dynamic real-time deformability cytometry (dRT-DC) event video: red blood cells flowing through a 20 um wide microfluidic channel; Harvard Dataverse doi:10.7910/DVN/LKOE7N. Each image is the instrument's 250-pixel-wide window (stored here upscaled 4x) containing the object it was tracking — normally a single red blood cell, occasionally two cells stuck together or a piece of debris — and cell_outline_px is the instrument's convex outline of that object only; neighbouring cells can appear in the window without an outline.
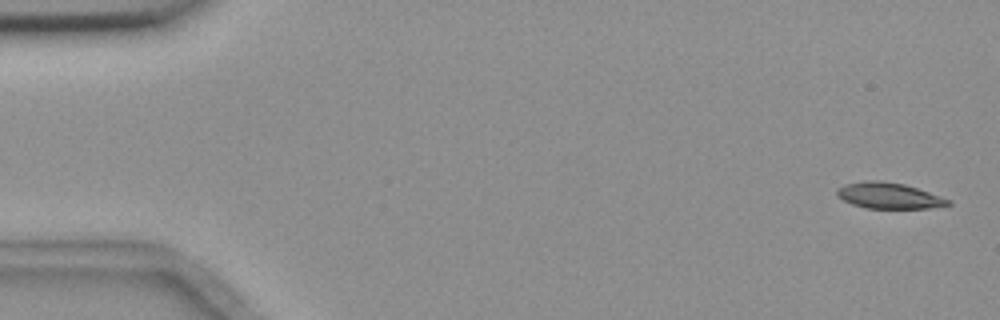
{"species": "common noctule bat (a hibernating species)", "species_latin": "Nyctalus noctula", "temperature_condition": "room temperature", "stored_images_in_passage": 5, "camera_frame_rate_fps": 3000, "um_per_image_px": 0.085, "animal": {"sex": "female", "body_mass_g": 18.4}, "frame": {"image": 1, "passage_image": 1, "time_ms": 0.0, "image_size_px": [1000, 320], "cell_outline_px": [[952, 204], [928, 208], [864, 208], [852, 204], [836, 196], [836, 188], [844, 184], [868, 180], [880, 180], [904, 184], [952, 200]], "centroid_in_image_um": [75.51, 16.62], "position_along_channel_um": 9.5, "area_um2": 16.82}}
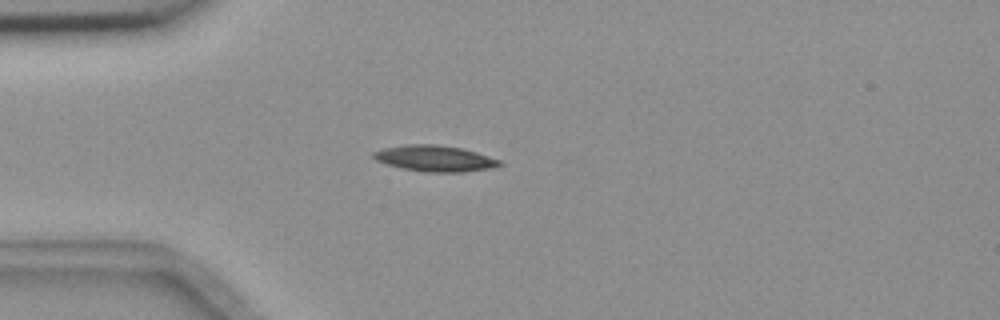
{"frame": {"image": 2, "passage_image": 5, "time_ms": 4.333, "image_size_px": [1000, 320], "cell_outline_px": [[504, 164], [492, 168], [464, 172], [424, 172], [404, 168], [388, 164], [376, 160], [372, 156], [372, 152], [384, 148], [408, 144], [436, 144], [460, 148], [476, 152], [500, 160]], "centroid_in_image_um": [36.98, 13.47], "position_along_channel_um": 48.0, "area_um2": 19.02}}